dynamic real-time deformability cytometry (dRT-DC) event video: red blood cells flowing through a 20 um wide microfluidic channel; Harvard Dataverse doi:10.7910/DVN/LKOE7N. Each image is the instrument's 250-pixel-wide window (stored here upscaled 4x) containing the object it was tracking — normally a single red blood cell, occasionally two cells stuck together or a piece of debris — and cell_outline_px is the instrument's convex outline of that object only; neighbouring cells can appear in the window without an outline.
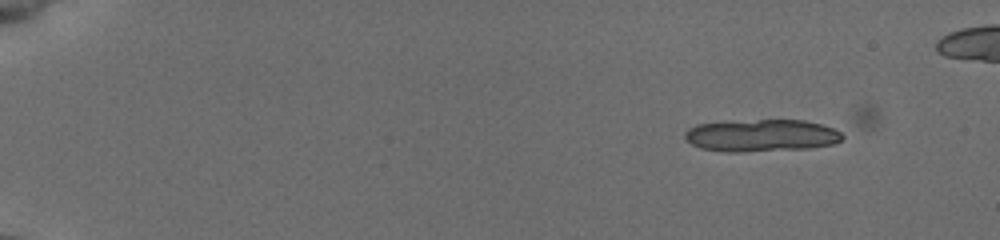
{"species": "common noctule bat (a hibernating species)", "species_latin": "Nyctalus noctula", "temperature_condition": "cold", "stored_images_in_passage": 20, "camera_frame_rate_fps": 3000, "um_per_image_px": 0.085, "animal": {"sex": "female", "body_mass_g": 19.5, "forearm_length_mm": 54.1}, "frame": {"image": 1, "passage_image": 7, "time_ms": 2.0, "image_size_px": [1000, 240], "cell_outline_px": [[844, 136], [840, 140], [832, 144], [808, 148], [740, 152], [724, 152], [700, 148], [692, 144], [684, 136], [684, 132], [688, 128], [696, 124], [760, 120], [804, 120], [820, 124], [832, 128], [840, 132]], "centroid_in_image_um": [64.69, 11.52], "position_along_channel_um": 20.3, "area_um2": 29.3}}